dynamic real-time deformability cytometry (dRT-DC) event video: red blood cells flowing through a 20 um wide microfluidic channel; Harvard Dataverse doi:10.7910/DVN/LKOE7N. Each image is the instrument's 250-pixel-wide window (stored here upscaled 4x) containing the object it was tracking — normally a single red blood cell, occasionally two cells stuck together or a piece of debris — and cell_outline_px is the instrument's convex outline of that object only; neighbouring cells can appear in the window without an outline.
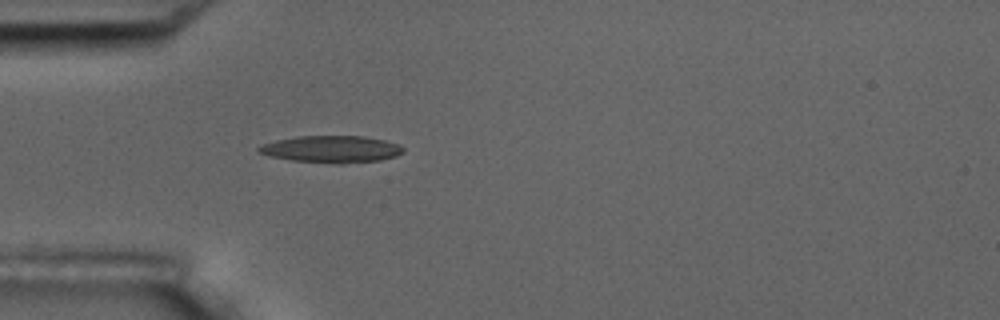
{"species": "common noctule bat (a hibernating species)", "species_latin": "Nyctalus noctula", "temperature_condition": "room temperature", "stored_images_in_passage": 1, "camera_frame_rate_fps": 3000, "um_per_image_px": 0.085, "animal": {"sex": "male", "body_mass_g": 17.5, "forearm_length_mm": 52.3}, "frame": {"image": 1, "passage_image": 1, "time_ms": 0.0, "image_size_px": [1000, 320], "cell_outline_px": [[404, 152], [396, 156], [380, 160], [344, 164], [336, 164], [292, 160], [268, 156], [260, 152], [256, 148], [264, 144], [276, 140], [296, 136], [364, 136], [384, 140], [400, 144], [404, 148]], "centroid_in_image_um": [28.21, 12.68], "position_along_channel_um": 56.8, "area_um2": 22.83}}